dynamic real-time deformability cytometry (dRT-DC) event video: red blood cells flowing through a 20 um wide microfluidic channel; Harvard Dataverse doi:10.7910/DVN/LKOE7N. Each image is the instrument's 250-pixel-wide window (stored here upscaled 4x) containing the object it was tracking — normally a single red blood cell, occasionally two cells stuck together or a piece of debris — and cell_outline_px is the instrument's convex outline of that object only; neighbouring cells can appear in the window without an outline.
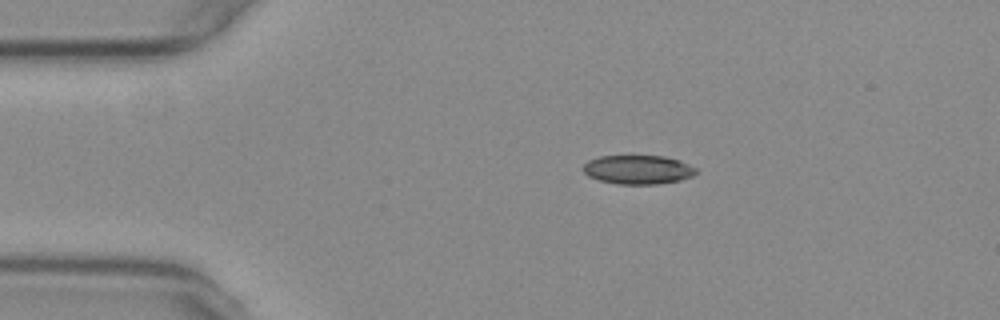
{"species": "common noctule bat (a hibernating species)", "species_latin": "Nyctalus noctula", "temperature_condition": "warm", "stored_images_in_passage": 45, "camera_frame_rate_fps": 3000, "um_per_image_px": 0.085, "animal": {"sex": "female", "body_mass_g": 29.2, "forearm_length_mm": 56.3}, "frame": {"image": 1, "passage_image": 1, "time_ms": 0.0, "image_size_px": [1000, 320], "cell_outline_px": [[696, 172], [692, 176], [680, 180], [656, 184], [616, 184], [600, 180], [588, 176], [584, 172], [584, 164], [588, 160], [600, 156], [664, 156], [680, 160], [696, 168]], "centroid_in_image_um": [54.23, 14.41], "position_along_channel_um": 30.8, "area_um2": 18.96}}
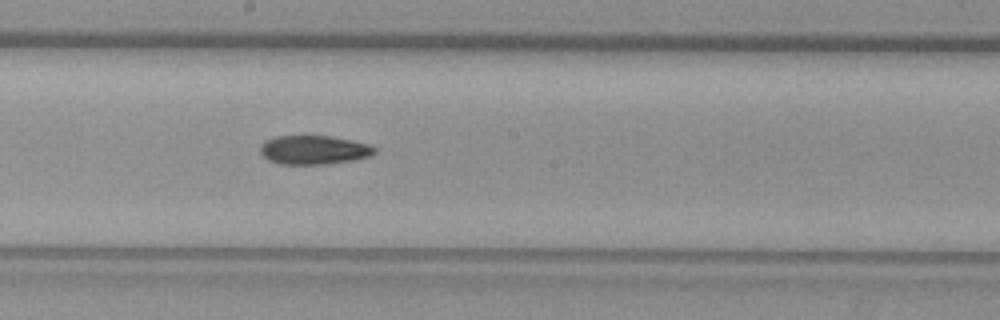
{"frame": {"image": 2, "passage_image": 20, "time_ms": 6.333, "image_size_px": [1000, 320], "cell_outline_px": [[376, 152], [368, 156], [352, 160], [324, 164], [280, 164], [268, 160], [260, 152], [260, 144], [264, 140], [272, 136], [332, 136], [352, 140], [368, 144], [376, 148]], "centroid_in_image_um": [26.63, 12.73], "position_along_channel_um": 221.6, "area_um2": 19.31}}
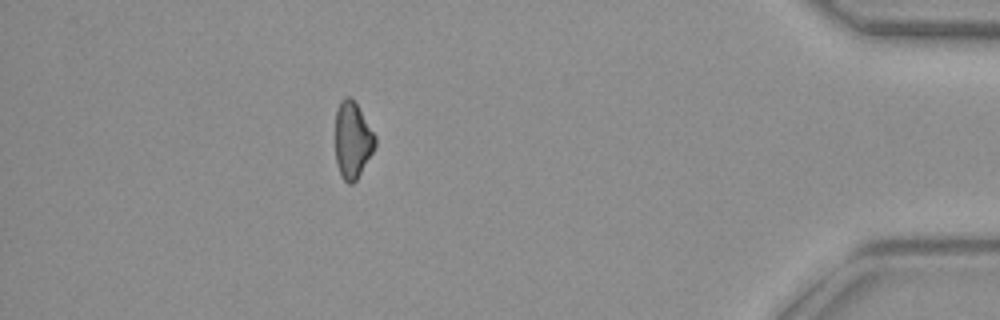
{"frame": {"image": 3, "passage_image": 39, "time_ms": 12.667, "image_size_px": [1000, 320], "cell_outline_px": [[376, 144], [372, 152], [356, 180], [352, 184], [348, 184], [340, 176], [336, 164], [336, 108], [340, 100], [344, 96], [348, 96], [356, 104], [376, 136]], "centroid_in_image_um": [29.94, 11.92], "position_along_channel_um": 405.3, "area_um2": 17.63}, "authors_computed_cell_mechanics": {"area_um2": 19.4208, "velocity_mm_per_s": 3.76, "shape_relaxation_time_tau1_ms": 10.3349, "shape_relaxation_time_tau2_ms": null, "deformation_change_tau1": 0.2134, "deformation_change_tau2": null}}